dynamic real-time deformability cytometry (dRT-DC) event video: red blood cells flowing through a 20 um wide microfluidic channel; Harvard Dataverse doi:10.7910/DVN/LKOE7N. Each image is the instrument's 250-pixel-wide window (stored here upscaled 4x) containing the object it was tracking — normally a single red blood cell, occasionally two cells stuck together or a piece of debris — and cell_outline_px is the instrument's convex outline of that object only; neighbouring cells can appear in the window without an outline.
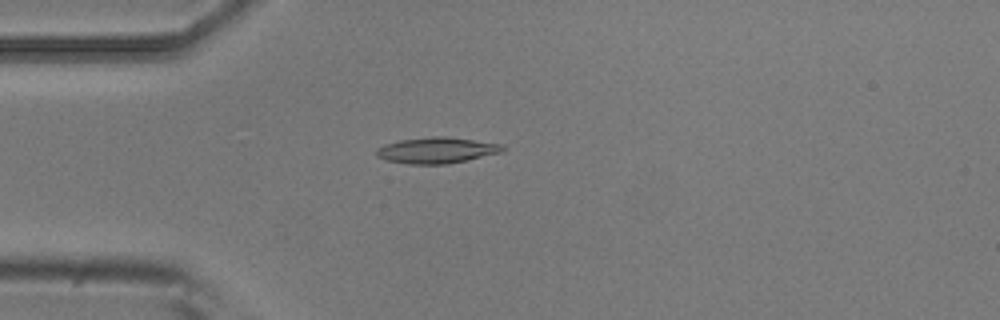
{"species": "common noctule bat (a hibernating species)", "species_latin": "Nyctalus noctula", "temperature_condition": "room temperature", "stored_images_in_passage": 3, "camera_frame_rate_fps": 3000, "um_per_image_px": 0.085, "animal": {"sex": "male", "body_mass_g": 20.5, "forearm_length_mm": 52.5}, "frame": {"image": 1, "passage_image": 3, "time_ms": 0.667, "image_size_px": [1000, 320], "cell_outline_px": [[504, 152], [448, 164], [408, 164], [388, 160], [376, 156], [376, 148], [384, 144], [400, 140], [432, 136], [448, 136], [504, 144]], "centroid_in_image_um": [37.15, 12.76], "position_along_channel_um": 47.9, "area_um2": 19.31}}